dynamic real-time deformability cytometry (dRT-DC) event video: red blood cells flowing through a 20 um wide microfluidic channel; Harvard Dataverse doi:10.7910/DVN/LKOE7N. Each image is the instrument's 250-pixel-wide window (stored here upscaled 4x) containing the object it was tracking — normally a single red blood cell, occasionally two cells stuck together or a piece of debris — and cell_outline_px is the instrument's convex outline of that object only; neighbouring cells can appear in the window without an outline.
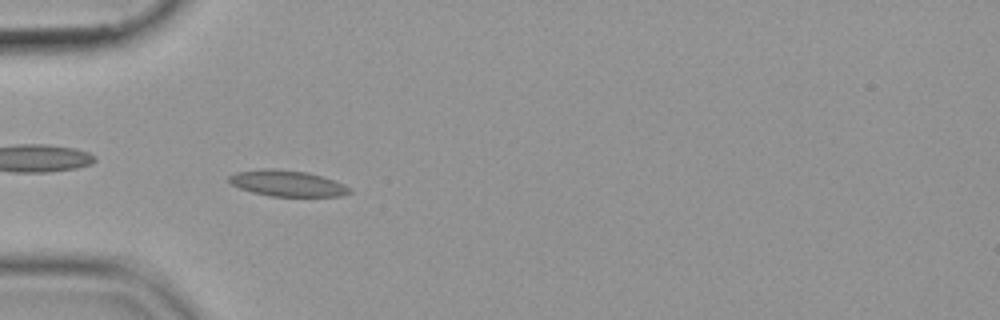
{"species": "common noctule bat (a hibernating species)", "species_latin": "Nyctalus noctula", "temperature_condition": "cold", "stored_images_in_passage": 55, "camera_frame_rate_fps": 3000, "um_per_image_px": 0.085, "animal": {"sex": "female", "body_mass_g": 19.9}, "frame": {"image": 1, "passage_image": 17, "time_ms": 5.333, "image_size_px": [1000, 320], "cell_outline_px": [[352, 192], [340, 196], [272, 196], [252, 192], [240, 188], [232, 184], [228, 180], [228, 176], [236, 172], [264, 168], [272, 168], [308, 172], [336, 180], [352, 188]], "centroid_in_image_um": [24.45, 15.57], "position_along_channel_um": 60.6, "area_um2": 18.38}}
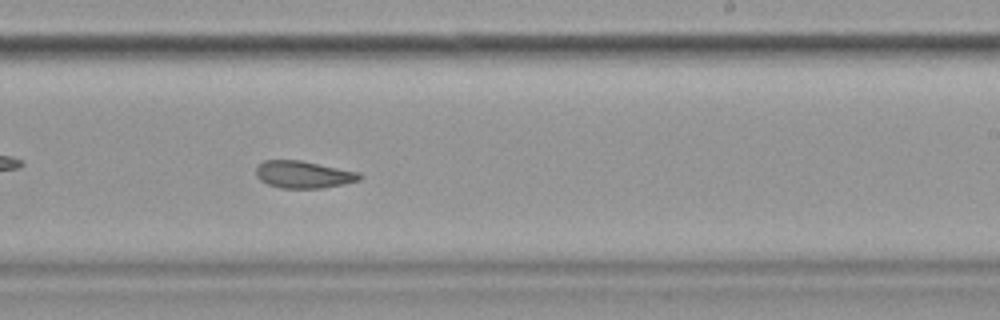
{"frame": {"image": 2, "passage_image": 34, "time_ms": 11.0, "image_size_px": [1000, 320], "cell_outline_px": [[364, 176], [360, 180], [344, 184], [324, 188], [280, 188], [268, 184], [260, 180], [256, 176], [256, 168], [264, 160], [300, 160], [360, 172]], "centroid_in_image_um": [25.82, 14.84], "position_along_channel_um": 263.2, "area_um2": 16.53}}
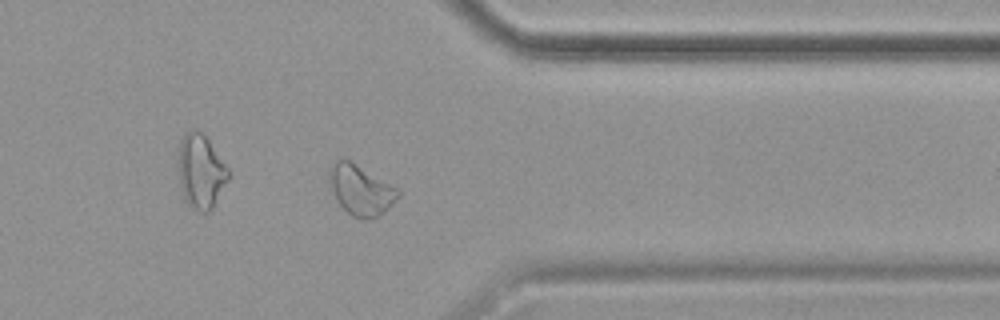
{"frame": {"image": 3, "passage_image": 44, "time_ms": 14.333, "image_size_px": [1000, 320], "cell_outline_px": [[400, 196], [384, 212], [376, 216], [364, 220], [352, 216], [336, 200], [328, 180], [328, 172], [332, 164], [336, 160], [348, 160], [400, 188]], "centroid_in_image_um": [30.68, 16.15], "position_along_channel_um": 380.7, "area_um2": 20.0}}